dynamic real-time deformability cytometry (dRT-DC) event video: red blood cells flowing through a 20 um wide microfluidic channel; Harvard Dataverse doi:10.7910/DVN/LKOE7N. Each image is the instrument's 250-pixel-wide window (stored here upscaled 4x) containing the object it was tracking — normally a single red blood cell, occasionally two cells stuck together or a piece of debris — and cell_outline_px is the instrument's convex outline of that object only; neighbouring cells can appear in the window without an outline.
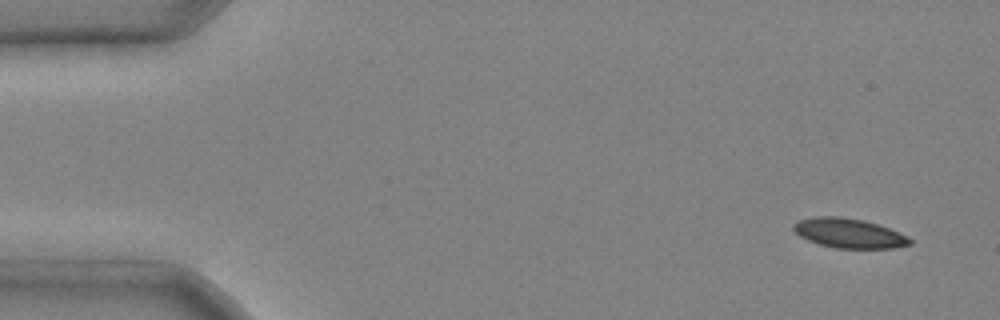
{"species": "common noctule bat (a hibernating species)", "species_latin": "Nyctalus noctula", "temperature_condition": "cold", "stored_images_in_passage": 4, "camera_frame_rate_fps": 3000, "um_per_image_px": 0.085, "animal": {"sex": "male", "body_mass_g": 20.4}, "frame": {"image": 1, "passage_image": 1, "time_ms": 0.0, "image_size_px": [1000, 320], "cell_outline_px": [[912, 244], [892, 248], [836, 248], [820, 244], [808, 240], [800, 236], [792, 228], [792, 224], [800, 220], [816, 216], [840, 216], [864, 220], [900, 232], [908, 236], [912, 240]], "centroid_in_image_um": [72.17, 19.82], "position_along_channel_um": 12.8, "area_um2": 20.0}}
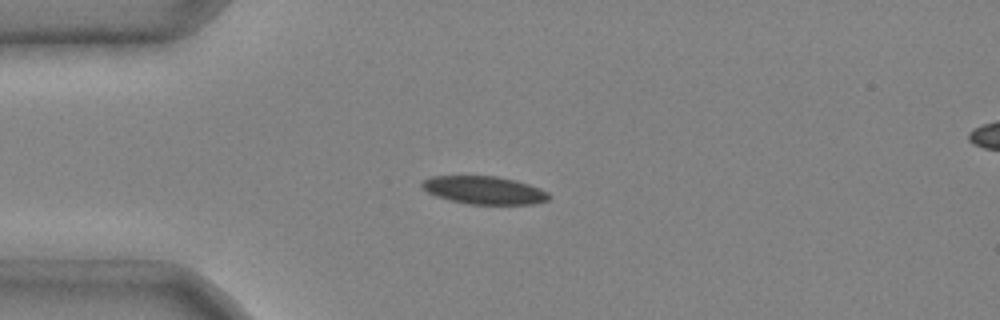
{"frame": {"image": 2, "passage_image": 3, "time_ms": 0.667, "image_size_px": [1000, 320], "cell_outline_px": [[552, 196], [548, 200], [532, 204], [468, 204], [436, 196], [420, 188], [420, 184], [424, 180], [432, 176], [496, 176], [528, 184], [540, 188], [548, 192]], "centroid_in_image_um": [41.15, 16.17], "position_along_channel_um": 43.9, "area_um2": 20.58}}